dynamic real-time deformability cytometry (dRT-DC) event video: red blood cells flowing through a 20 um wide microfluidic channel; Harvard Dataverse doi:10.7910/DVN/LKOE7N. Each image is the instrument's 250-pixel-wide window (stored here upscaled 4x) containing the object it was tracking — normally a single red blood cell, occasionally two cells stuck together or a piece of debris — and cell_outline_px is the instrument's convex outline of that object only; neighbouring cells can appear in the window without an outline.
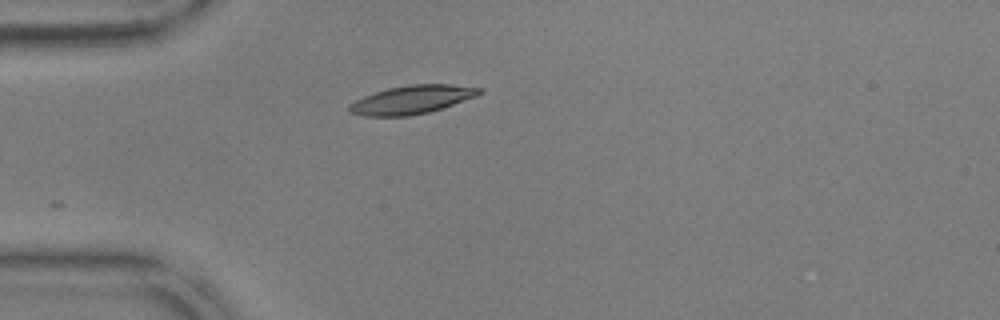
{"species": "common noctule bat (a hibernating species)", "species_latin": "Nyctalus noctula", "temperature_condition": "warm", "stored_images_in_passage": 6, "camera_frame_rate_fps": 3000, "um_per_image_px": 0.085, "animal": {"sex": "male", "body_mass_g": 17.9, "forearm_length_mm": 54.2}, "frame": {"image": 1, "passage_image": 1, "time_ms": 0.0, "image_size_px": [1000, 320], "cell_outline_px": [[484, 92], [476, 96], [428, 112], [408, 116], [364, 116], [348, 112], [348, 108], [356, 100], [364, 96], [388, 88], [408, 84], [448, 84], [484, 88]], "centroid_in_image_um": [35.02, 8.46], "position_along_channel_um": 50.0, "area_um2": 21.33}}